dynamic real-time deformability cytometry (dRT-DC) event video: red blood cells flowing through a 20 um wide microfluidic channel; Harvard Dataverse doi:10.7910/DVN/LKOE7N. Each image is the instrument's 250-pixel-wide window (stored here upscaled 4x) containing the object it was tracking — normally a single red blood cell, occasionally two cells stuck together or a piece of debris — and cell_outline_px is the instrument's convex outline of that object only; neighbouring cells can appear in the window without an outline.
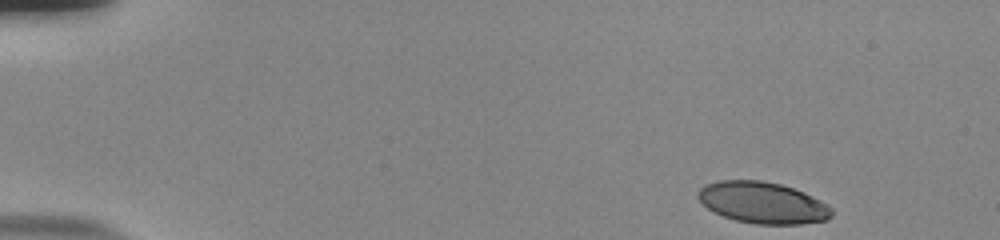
{"species": "human", "species_latin": "Homo sapiens", "temperature_condition": "room temperature", "stored_images_in_passage": 49, "camera_frame_rate_fps": 3000, "um_per_image_px": 0.085, "donor": {"sex": "male"}, "frame": {"image": 1, "passage_image": 1, "time_ms": 0.0, "image_size_px": [1000, 240], "cell_outline_px": [[832, 216], [828, 220], [800, 224], [756, 224], [736, 220], [712, 212], [696, 196], [696, 192], [704, 184], [720, 180], [760, 180], [780, 184], [804, 192], [828, 204], [832, 208]], "centroid_in_image_um": [64.82, 17.23], "position_along_channel_um": 20.2, "area_um2": 32.43}}
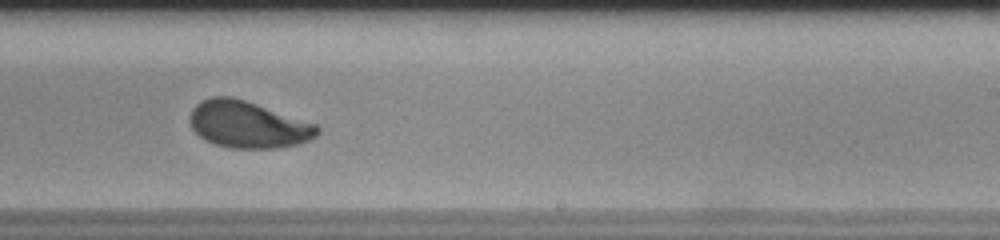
{"frame": {"image": 2, "passage_image": 30, "time_ms": 9.667, "image_size_px": [1000, 240], "cell_outline_px": [[320, 132], [316, 136], [300, 144], [276, 148], [232, 148], [216, 144], [204, 140], [192, 128], [188, 120], [188, 116], [192, 108], [200, 100], [212, 96], [232, 96], [316, 124], [320, 128]], "centroid_in_image_um": [21.04, 10.58], "position_along_channel_um": 268.0, "area_um2": 34.8}}
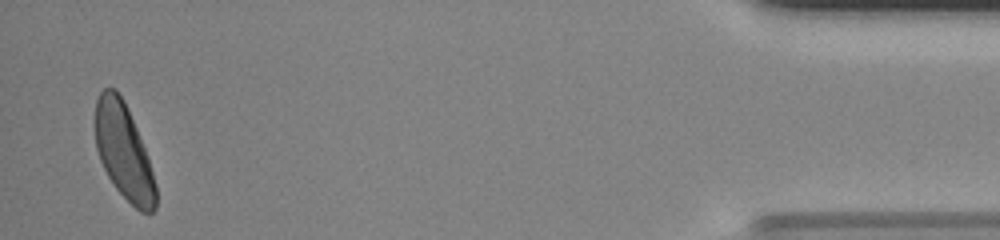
{"frame": {"image": 3, "passage_image": 48, "time_ms": 15.667, "image_size_px": [1000, 240], "cell_outline_px": [[156, 208], [152, 212], [140, 212], [116, 188], [108, 176], [100, 160], [96, 148], [92, 124], [96, 100], [100, 92], [104, 88], [116, 88], [124, 100], [136, 128], [144, 148], [156, 184]], "centroid_in_image_um": [10.46, 12.83], "position_along_channel_um": 424.7, "area_um2": 33.81}, "authors_computed_cell_mechanics": {"area_um2": 34.391, "velocity_mm_per_s": 3.8295, "shape_relaxation_time_tau1_ms": 3.33, "shape_relaxation_time_tau2_ms": 1.1041, "deformation_change_tau1": 0.1388, "deformation_change_tau2": 0.0576}}